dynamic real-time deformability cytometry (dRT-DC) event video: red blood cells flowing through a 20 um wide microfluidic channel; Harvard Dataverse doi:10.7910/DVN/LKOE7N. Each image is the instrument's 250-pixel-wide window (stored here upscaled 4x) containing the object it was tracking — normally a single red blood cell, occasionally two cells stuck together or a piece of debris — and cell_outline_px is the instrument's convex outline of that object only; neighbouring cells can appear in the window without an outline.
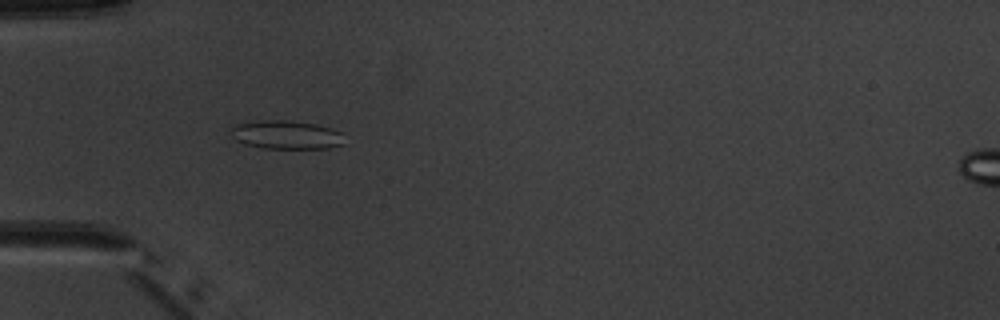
{"species": "common noctule bat (a hibernating species)", "species_latin": "Nyctalus noctula", "temperature_condition": "warm", "stored_images_in_passage": 7, "camera_frame_rate_fps": 3000, "um_per_image_px": 0.085, "animal": {"sex": "male", "body_mass_g": 20.1, "forearm_length_mm": 53.5}, "frame": {"image": 1, "passage_image": 4, "time_ms": 3.333, "image_size_px": [1000, 320], "cell_outline_px": [[344, 144], [328, 148], [264, 148], [244, 144], [236, 140], [232, 136], [228, 128], [236, 124], [260, 120], [288, 120], [316, 124], [340, 132]], "centroid_in_image_um": [24.26, 11.45], "position_along_channel_um": 60.7, "area_um2": 18.84}}
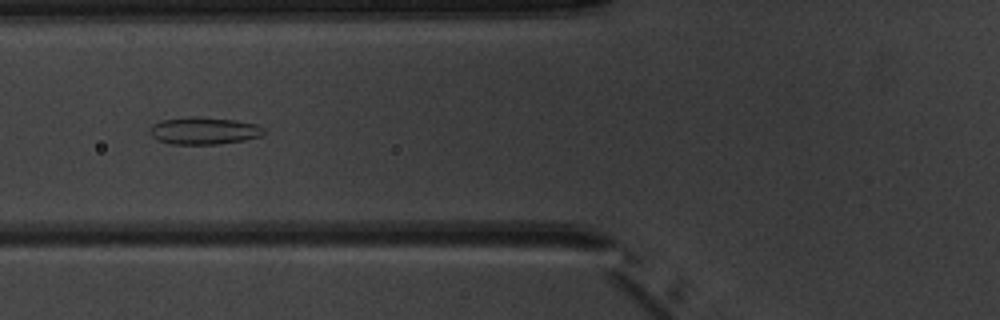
{"frame": {"image": 2, "passage_image": 5, "time_ms": 4.667, "image_size_px": [1000, 320], "cell_outline_px": [[264, 132], [260, 136], [244, 140], [216, 144], [172, 144], [156, 140], [148, 132], [148, 128], [152, 124], [160, 120], [188, 116], [196, 116], [236, 120], [256, 124], [264, 128]], "centroid_in_image_um": [17.26, 11.1], "position_along_channel_um": 108.5, "area_um2": 18.32}}
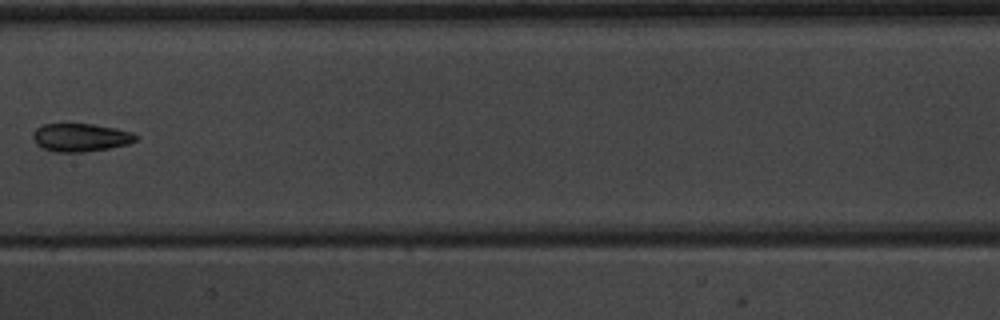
{"frame": {"image": 3, "passage_image": 7, "time_ms": 7.0, "image_size_px": [1000, 320], "cell_outline_px": [[140, 136], [136, 140], [128, 144], [108, 148], [84, 152], [56, 152], [40, 148], [36, 144], [32, 136], [32, 132], [36, 128], [44, 124], [92, 124], [116, 128], [132, 132]], "centroid_in_image_um": [6.84, 11.69], "position_along_channel_um": 200.6, "area_um2": 16.99}}